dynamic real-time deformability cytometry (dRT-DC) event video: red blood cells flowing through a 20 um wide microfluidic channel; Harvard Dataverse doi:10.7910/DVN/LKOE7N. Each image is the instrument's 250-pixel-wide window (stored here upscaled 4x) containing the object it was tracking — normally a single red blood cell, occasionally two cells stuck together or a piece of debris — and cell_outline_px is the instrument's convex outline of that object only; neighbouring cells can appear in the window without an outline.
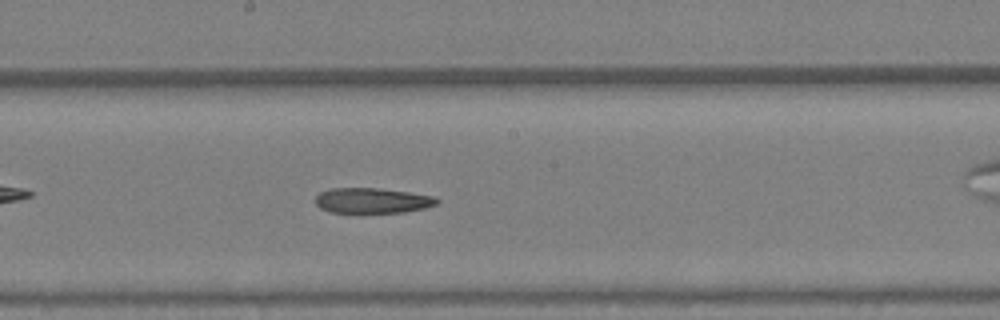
{"species": "Egyptian fruit bat (a non-hibernating species)", "species_latin": "Rousettus aegyptiacus", "temperature_condition": "warm", "stored_images_in_passage": 31, "camera_frame_rate_fps": 3000, "um_per_image_px": 0.085, "animal": {"sex": "female"}, "frame": {"image": 1, "passage_image": 12, "time_ms": 3.667, "image_size_px": [1000, 320], "cell_outline_px": [[440, 200], [436, 204], [424, 208], [404, 212], [328, 212], [320, 208], [316, 204], [316, 196], [320, 192], [332, 188], [380, 188], [436, 196]], "centroid_in_image_um": [31.65, 17.04], "position_along_channel_um": 216.5, "area_um2": 17.86}}
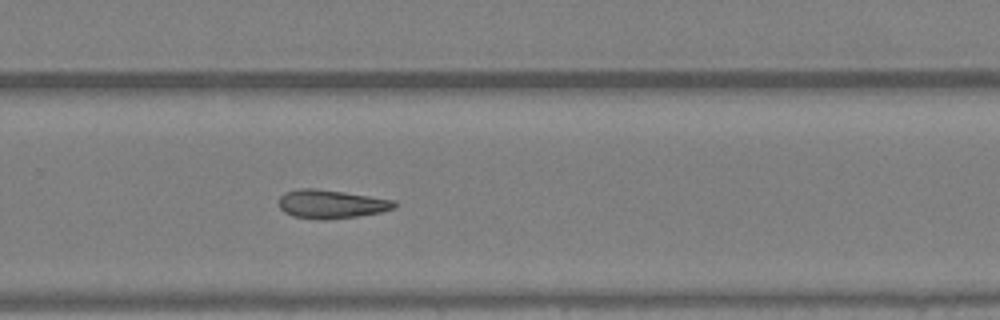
{"frame": {"image": 2, "passage_image": 17, "time_ms": 5.333, "image_size_px": [1000, 320], "cell_outline_px": [[396, 208], [380, 212], [356, 216], [328, 220], [324, 220], [292, 216], [284, 212], [280, 208], [280, 196], [284, 192], [300, 188], [316, 188], [344, 192], [396, 200]], "centroid_in_image_um": [28.15, 17.34], "position_along_channel_um": 301.6, "area_um2": 19.31}}
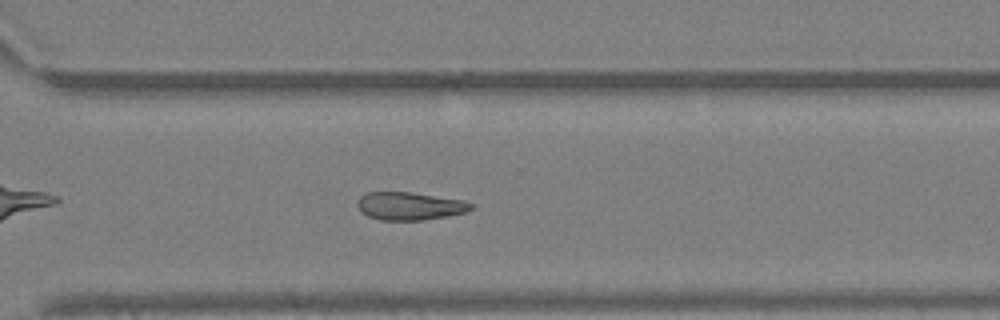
{"frame": {"image": 3, "passage_image": 19, "time_ms": 6.0, "image_size_px": [1000, 320], "cell_outline_px": [[476, 208], [468, 212], [448, 216], [424, 220], [380, 220], [368, 216], [356, 204], [360, 196], [368, 192], [408, 192], [464, 200], [476, 204]], "centroid_in_image_um": [34.91, 17.52], "position_along_channel_um": 335.7, "area_um2": 18.61}}